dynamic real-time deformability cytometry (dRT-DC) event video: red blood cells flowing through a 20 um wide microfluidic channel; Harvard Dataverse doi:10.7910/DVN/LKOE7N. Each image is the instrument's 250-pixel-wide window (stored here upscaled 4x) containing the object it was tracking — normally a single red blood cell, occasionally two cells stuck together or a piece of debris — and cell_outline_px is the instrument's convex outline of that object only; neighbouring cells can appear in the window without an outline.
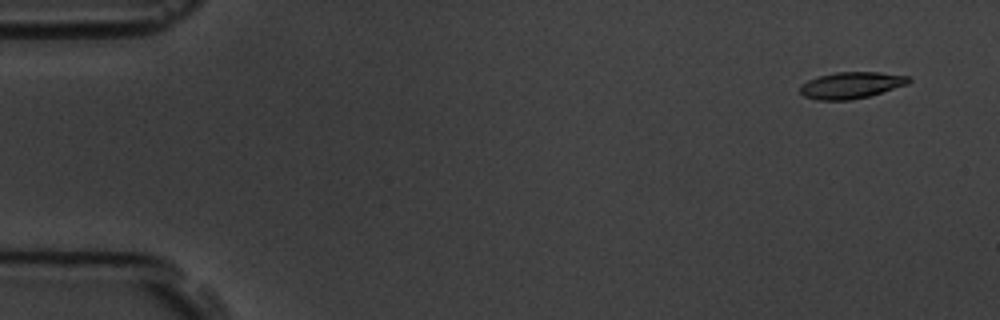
{"species": "common noctule bat (a hibernating species)", "species_latin": "Nyctalus noctula", "temperature_condition": "room temperature", "stored_images_in_passage": 6, "camera_frame_rate_fps": 3000, "um_per_image_px": 0.085, "animal": {"sex": "male", "body_mass_g": 19.5, "forearm_length_mm": 54.6}, "frame": {"image": 1, "passage_image": 1, "time_ms": 0.0, "image_size_px": [1000, 320], "cell_outline_px": [[912, 80], [908, 84], [868, 96], [852, 100], [816, 100], [804, 96], [800, 92], [800, 88], [808, 80], [820, 76], [836, 72], [880, 72], [908, 76]], "centroid_in_image_um": [72.37, 7.24], "position_along_channel_um": 12.6, "area_um2": 16.65}}
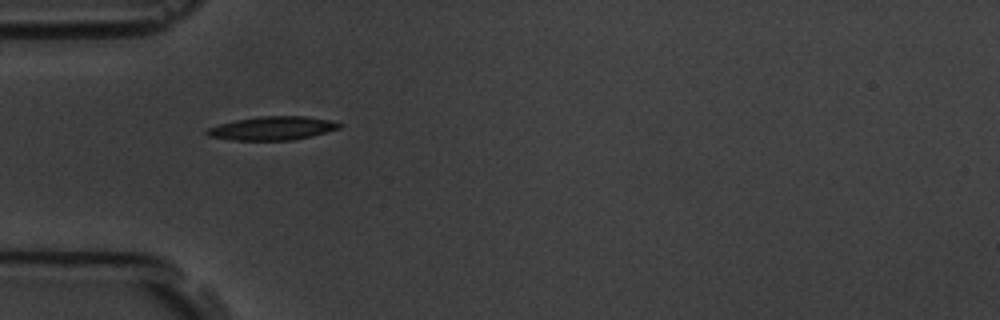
{"frame": {"image": 2, "passage_image": 5, "time_ms": 4.667, "image_size_px": [1000, 320], "cell_outline_px": [[344, 124], [340, 128], [312, 136], [292, 140], [232, 140], [208, 136], [204, 132], [208, 128], [220, 124], [236, 120], [260, 116], [304, 116], [332, 120]], "centroid_in_image_um": [23.18, 10.9], "position_along_channel_um": 61.8, "area_um2": 18.21}}
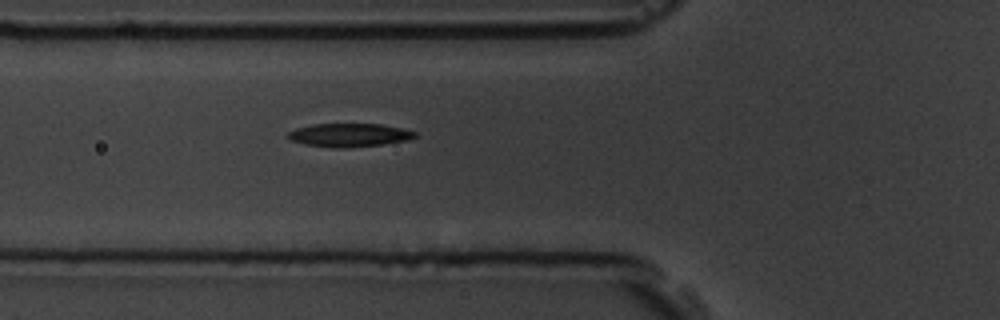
{"frame": {"image": 3, "passage_image": 6, "time_ms": 5.667, "image_size_px": [1000, 320], "cell_outline_px": [[416, 136], [408, 140], [380, 144], [344, 148], [336, 148], [304, 144], [292, 140], [284, 136], [288, 132], [296, 128], [312, 124], [380, 124], [404, 128], [416, 132]], "centroid_in_image_um": [29.66, 11.47], "position_along_channel_um": 96.1, "area_um2": 17.28}}